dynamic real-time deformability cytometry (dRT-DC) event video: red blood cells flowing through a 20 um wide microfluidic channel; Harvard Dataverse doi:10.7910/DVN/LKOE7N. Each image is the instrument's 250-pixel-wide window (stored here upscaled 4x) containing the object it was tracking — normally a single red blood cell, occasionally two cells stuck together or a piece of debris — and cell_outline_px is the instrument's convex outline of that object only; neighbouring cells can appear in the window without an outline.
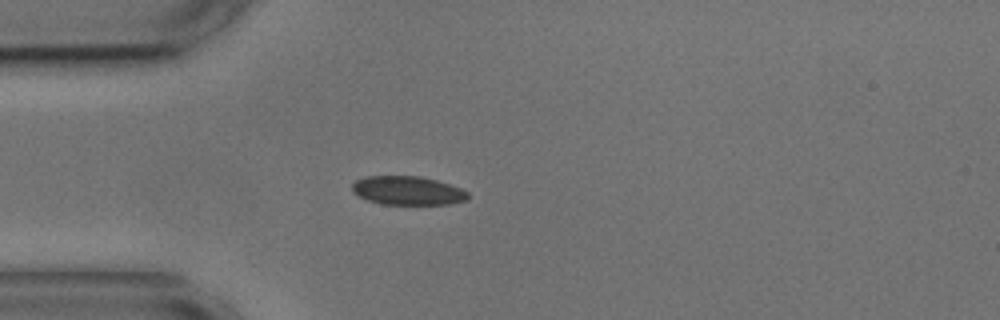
{"species": "common noctule bat (a hibernating species)", "species_latin": "Nyctalus noctula", "temperature_condition": "cold", "stored_images_in_passage": 3, "camera_frame_rate_fps": 3000, "um_per_image_px": 0.085, "animal": {"sex": "male", "body_mass_g": 17.9, "forearm_length_mm": 54.2}, "frame": {"image": 1, "passage_image": 3, "time_ms": 2.667, "image_size_px": [1000, 320], "cell_outline_px": [[468, 200], [452, 204], [380, 204], [368, 200], [352, 192], [352, 184], [356, 180], [364, 176], [420, 176], [436, 180], [460, 188], [468, 192]], "centroid_in_image_um": [34.65, 16.2], "position_along_channel_um": 50.4, "area_um2": 19.42}}